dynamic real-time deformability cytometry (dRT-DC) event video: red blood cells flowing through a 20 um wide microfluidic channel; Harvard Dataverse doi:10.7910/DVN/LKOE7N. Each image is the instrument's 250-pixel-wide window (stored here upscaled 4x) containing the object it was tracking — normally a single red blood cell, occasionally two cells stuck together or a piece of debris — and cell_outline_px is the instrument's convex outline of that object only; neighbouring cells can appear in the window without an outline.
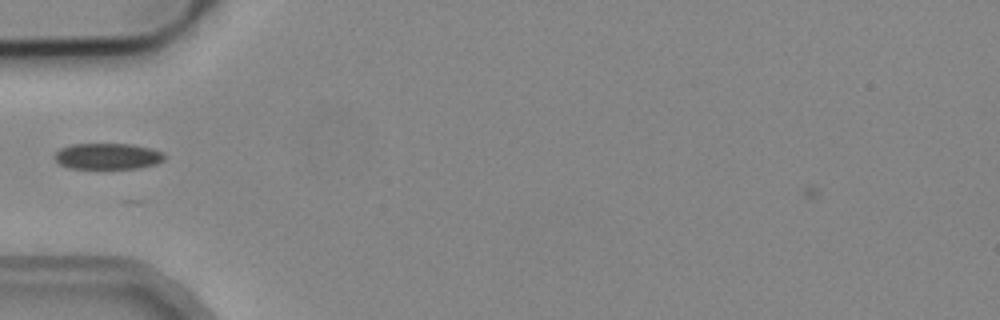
{"species": "common noctule bat (a hibernating species)", "species_latin": "Nyctalus noctula", "temperature_condition": "cold", "stored_images_in_passage": 2, "camera_frame_rate_fps": 3000, "um_per_image_px": 0.085, "animal": {"sex": "male", "body_mass_g": 19.2, "forearm_length_mm": 51.8}, "frame": {"image": 1, "passage_image": 2, "time_ms": 0.333, "image_size_px": [1000, 320], "cell_outline_px": [[164, 160], [156, 164], [140, 168], [68, 168], [60, 164], [56, 160], [56, 152], [60, 148], [72, 144], [132, 144], [164, 152]], "centroid_in_image_um": [9.17, 13.28], "position_along_channel_um": 75.8, "area_um2": 16.59}}